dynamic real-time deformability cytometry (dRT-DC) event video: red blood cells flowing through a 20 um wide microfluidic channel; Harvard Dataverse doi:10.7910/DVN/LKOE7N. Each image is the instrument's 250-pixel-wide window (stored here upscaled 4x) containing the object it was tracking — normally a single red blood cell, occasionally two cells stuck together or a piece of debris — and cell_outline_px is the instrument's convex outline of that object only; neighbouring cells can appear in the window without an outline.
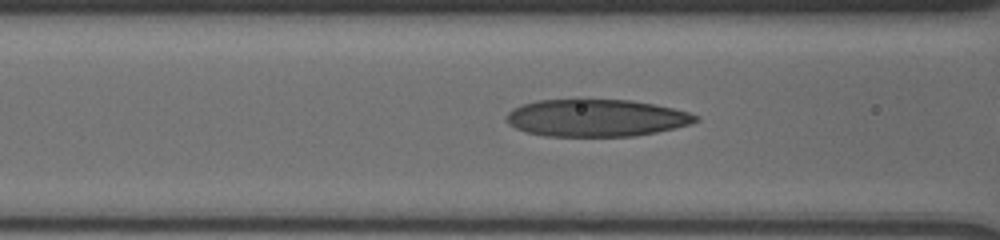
{"species": "human", "species_latin": "Homo sapiens", "temperature_condition": "cold", "stored_images_in_passage": 26, "camera_frame_rate_fps": 3000, "um_per_image_px": 0.085, "donor": {"sex": "male"}, "frame": {"image": 1, "passage_image": 3, "time_ms": 0.667, "image_size_px": [1000, 240], "cell_outline_px": [[700, 120], [692, 124], [656, 132], [636, 136], [544, 136], [528, 132], [516, 128], [508, 124], [508, 112], [512, 108], [520, 104], [536, 100], [576, 96], [584, 96], [632, 100], [672, 108], [688, 112], [696, 116]], "centroid_in_image_um": [50.63, 9.97], "position_along_channel_um": 116.0, "area_um2": 42.43}}
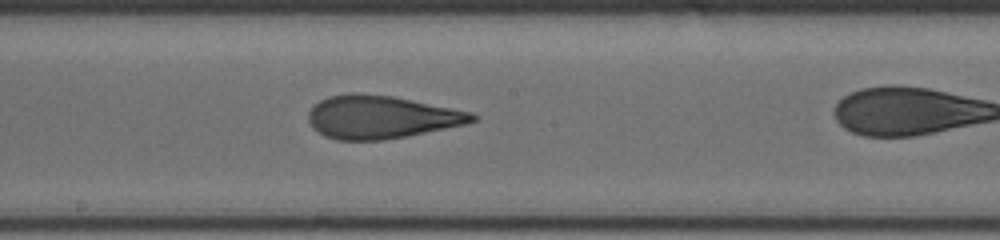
{"frame": {"image": 2, "passage_image": 11, "time_ms": 3.333, "image_size_px": [1000, 240], "cell_outline_px": [[480, 116], [476, 120], [464, 124], [408, 136], [384, 140], [336, 140], [324, 136], [312, 128], [308, 120], [308, 112], [320, 100], [328, 96], [352, 92], [360, 92], [392, 96], [472, 112]], "centroid_in_image_um": [32.37, 9.95], "position_along_channel_um": 215.8, "area_um2": 41.15}}
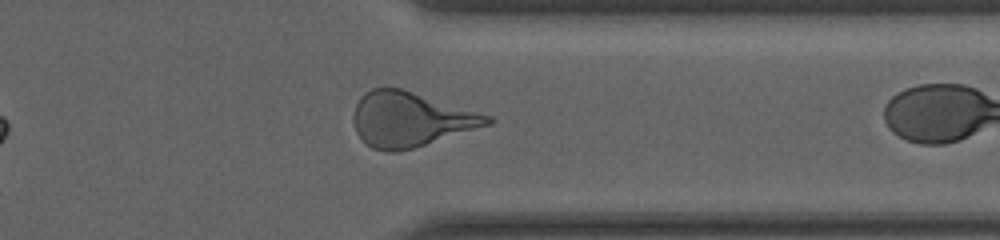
{"frame": {"image": 3, "passage_image": 25, "time_ms": 7.667, "image_size_px": [1000, 240], "cell_outline_px": [[496, 120], [492, 124], [400, 152], [388, 152], [372, 148], [356, 132], [352, 116], [356, 104], [360, 96], [364, 92], [372, 88], [400, 88], [492, 116]], "centroid_in_image_um": [34.89, 10.15], "position_along_channel_um": 376.5, "area_um2": 42.54}}